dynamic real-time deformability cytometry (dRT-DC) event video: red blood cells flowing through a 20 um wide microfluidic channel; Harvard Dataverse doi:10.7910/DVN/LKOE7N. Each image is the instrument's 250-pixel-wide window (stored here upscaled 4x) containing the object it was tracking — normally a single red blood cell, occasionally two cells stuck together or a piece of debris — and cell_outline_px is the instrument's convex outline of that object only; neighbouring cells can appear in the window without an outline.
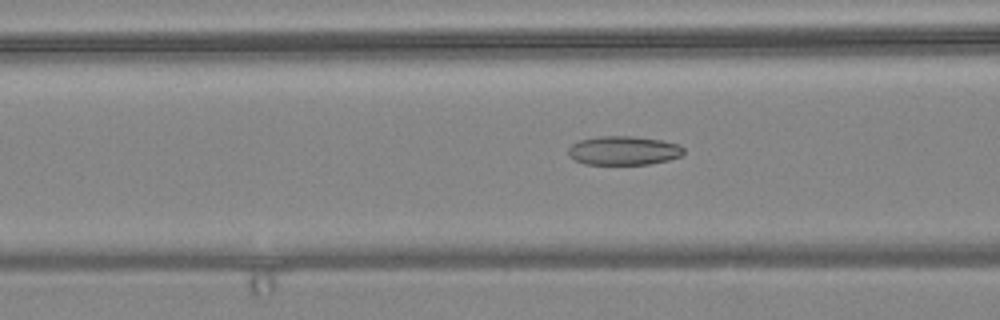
{"species": "common noctule bat (a hibernating species)", "species_latin": "Nyctalus noctula", "temperature_condition": "warm", "stored_images_in_passage": 47, "camera_frame_rate_fps": 3000, "um_per_image_px": 0.085, "animal": {"sex": "female", "body_mass_g": 24.6, "forearm_length_mm": 56.2}, "frame": {"image": 1, "passage_image": 12, "time_ms": 3.667, "image_size_px": [1000, 320], "cell_outline_px": [[684, 152], [680, 156], [668, 160], [648, 164], [584, 164], [568, 156], [568, 148], [572, 144], [580, 140], [600, 136], [632, 136], [660, 140], [680, 144], [684, 148]], "centroid_in_image_um": [53.0, 12.79], "position_along_channel_um": 113.6, "area_um2": 19.42}}
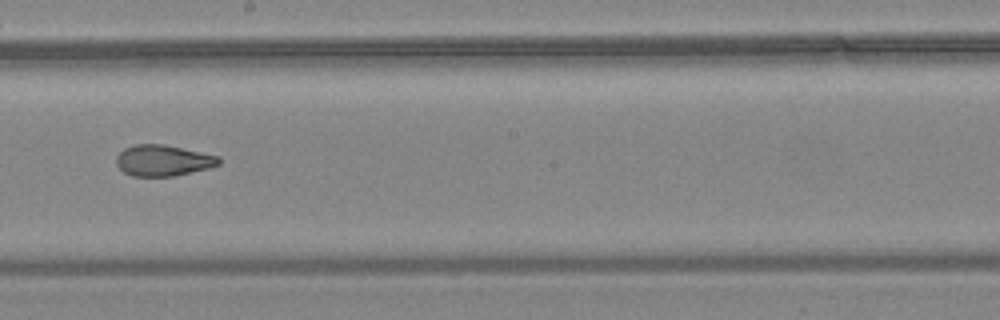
{"frame": {"image": 2, "passage_image": 22, "time_ms": 7.0, "image_size_px": [1000, 320], "cell_outline_px": [[220, 164], [208, 168], [172, 176], [132, 176], [124, 172], [116, 164], [116, 156], [124, 148], [136, 144], [164, 144], [220, 156]], "centroid_in_image_um": [13.85, 13.63], "position_along_channel_um": 234.3, "area_um2": 18.5}}
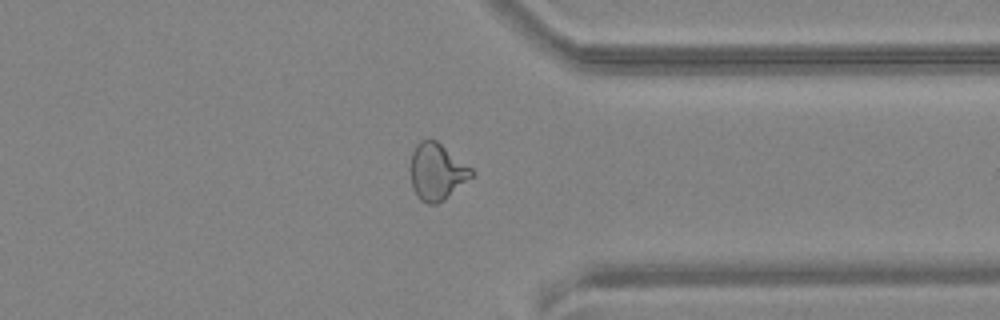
{"frame": {"image": 3, "passage_image": 34, "time_ms": 11.0, "image_size_px": [1000, 320], "cell_outline_px": [[472, 176], [448, 196], [436, 204], [428, 204], [420, 200], [416, 196], [412, 188], [412, 152], [416, 144], [420, 140], [436, 140], [472, 168]], "centroid_in_image_um": [37.12, 14.59], "position_along_channel_um": 374.3, "area_um2": 19.71}, "authors_computed_cell_mechanics": {"area_um2": 19.7098, "velocity_mm_per_s": 3.6186, "shape_relaxation_time_tau1_ms": null, "shape_relaxation_time_tau2_ms": 2.3391, "deformation_change_tau1": null, "deformation_change_tau2": 0.0962}}